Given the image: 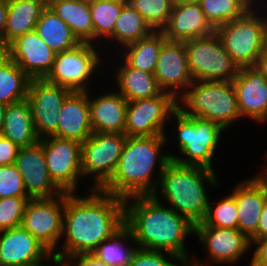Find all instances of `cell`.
Segmentation results:
<instances>
[{
    "instance_id": "d6986e66",
    "label": "cell",
    "mask_w": 267,
    "mask_h": 266,
    "mask_svg": "<svg viewBox=\"0 0 267 266\" xmlns=\"http://www.w3.org/2000/svg\"><path fill=\"white\" fill-rule=\"evenodd\" d=\"M10 58L31 78L44 79L53 68L56 52L33 30L9 44Z\"/></svg>"
},
{
    "instance_id": "ba28073f",
    "label": "cell",
    "mask_w": 267,
    "mask_h": 266,
    "mask_svg": "<svg viewBox=\"0 0 267 266\" xmlns=\"http://www.w3.org/2000/svg\"><path fill=\"white\" fill-rule=\"evenodd\" d=\"M98 47V44L80 43L71 50L56 53L53 68L45 79L70 91H89V83L100 73L98 68L107 62L102 61L108 59L103 57V52L108 50H97Z\"/></svg>"
},
{
    "instance_id": "db71d44e",
    "label": "cell",
    "mask_w": 267,
    "mask_h": 266,
    "mask_svg": "<svg viewBox=\"0 0 267 266\" xmlns=\"http://www.w3.org/2000/svg\"><path fill=\"white\" fill-rule=\"evenodd\" d=\"M42 2L46 7H49L52 3H54L56 0H37Z\"/></svg>"
},
{
    "instance_id": "7dc6e473",
    "label": "cell",
    "mask_w": 267,
    "mask_h": 266,
    "mask_svg": "<svg viewBox=\"0 0 267 266\" xmlns=\"http://www.w3.org/2000/svg\"><path fill=\"white\" fill-rule=\"evenodd\" d=\"M256 67L264 75V78L267 80V48L263 51L261 56L258 58Z\"/></svg>"
},
{
    "instance_id": "e575fe53",
    "label": "cell",
    "mask_w": 267,
    "mask_h": 266,
    "mask_svg": "<svg viewBox=\"0 0 267 266\" xmlns=\"http://www.w3.org/2000/svg\"><path fill=\"white\" fill-rule=\"evenodd\" d=\"M198 2L214 29L243 16L253 7L248 0H198Z\"/></svg>"
},
{
    "instance_id": "f907efd6",
    "label": "cell",
    "mask_w": 267,
    "mask_h": 266,
    "mask_svg": "<svg viewBox=\"0 0 267 266\" xmlns=\"http://www.w3.org/2000/svg\"><path fill=\"white\" fill-rule=\"evenodd\" d=\"M6 107H7L6 104L0 102V134L2 131V127H3V121H4Z\"/></svg>"
},
{
    "instance_id": "8fae6325",
    "label": "cell",
    "mask_w": 267,
    "mask_h": 266,
    "mask_svg": "<svg viewBox=\"0 0 267 266\" xmlns=\"http://www.w3.org/2000/svg\"><path fill=\"white\" fill-rule=\"evenodd\" d=\"M194 235L200 240L206 258L201 262L193 255L187 266L236 265L251 251L250 240L238 229L194 225Z\"/></svg>"
},
{
    "instance_id": "8d00e7d4",
    "label": "cell",
    "mask_w": 267,
    "mask_h": 266,
    "mask_svg": "<svg viewBox=\"0 0 267 266\" xmlns=\"http://www.w3.org/2000/svg\"><path fill=\"white\" fill-rule=\"evenodd\" d=\"M154 31H161L168 23L174 6L173 0H127Z\"/></svg>"
},
{
    "instance_id": "9a60e30c",
    "label": "cell",
    "mask_w": 267,
    "mask_h": 266,
    "mask_svg": "<svg viewBox=\"0 0 267 266\" xmlns=\"http://www.w3.org/2000/svg\"><path fill=\"white\" fill-rule=\"evenodd\" d=\"M71 92L67 88L48 82L45 78L30 80L27 100L40 139L53 136L57 132L60 109Z\"/></svg>"
},
{
    "instance_id": "ee69618b",
    "label": "cell",
    "mask_w": 267,
    "mask_h": 266,
    "mask_svg": "<svg viewBox=\"0 0 267 266\" xmlns=\"http://www.w3.org/2000/svg\"><path fill=\"white\" fill-rule=\"evenodd\" d=\"M267 237V197L262 208L261 218L257 227V232L249 239L255 241L257 239H263Z\"/></svg>"
},
{
    "instance_id": "f1b7e54d",
    "label": "cell",
    "mask_w": 267,
    "mask_h": 266,
    "mask_svg": "<svg viewBox=\"0 0 267 266\" xmlns=\"http://www.w3.org/2000/svg\"><path fill=\"white\" fill-rule=\"evenodd\" d=\"M166 41L162 31H153L147 37L124 46L115 55H120L131 67L154 74L159 53Z\"/></svg>"
},
{
    "instance_id": "f546056e",
    "label": "cell",
    "mask_w": 267,
    "mask_h": 266,
    "mask_svg": "<svg viewBox=\"0 0 267 266\" xmlns=\"http://www.w3.org/2000/svg\"><path fill=\"white\" fill-rule=\"evenodd\" d=\"M153 31L154 30L144 20L142 15L127 3L122 8L120 16L115 22L113 34L106 41H104V44L107 43V45H104L103 48H109L111 49L109 51H112V48L107 46L109 45L112 47L114 45L115 47L113 48L116 49L118 53L120 48L122 49L124 46L130 43L147 37ZM108 42H111V45Z\"/></svg>"
},
{
    "instance_id": "7c38bea8",
    "label": "cell",
    "mask_w": 267,
    "mask_h": 266,
    "mask_svg": "<svg viewBox=\"0 0 267 266\" xmlns=\"http://www.w3.org/2000/svg\"><path fill=\"white\" fill-rule=\"evenodd\" d=\"M178 108V100L170 93L128 102L124 134L127 137L166 135V126ZM169 122V124H168Z\"/></svg>"
},
{
    "instance_id": "d4e9b609",
    "label": "cell",
    "mask_w": 267,
    "mask_h": 266,
    "mask_svg": "<svg viewBox=\"0 0 267 266\" xmlns=\"http://www.w3.org/2000/svg\"><path fill=\"white\" fill-rule=\"evenodd\" d=\"M118 65L115 70L113 78L115 90L121 94L128 102L151 98L161 95L164 91L160 88L156 77L153 73H148L140 69L131 67L120 55L118 58Z\"/></svg>"
},
{
    "instance_id": "9c48e42d",
    "label": "cell",
    "mask_w": 267,
    "mask_h": 266,
    "mask_svg": "<svg viewBox=\"0 0 267 266\" xmlns=\"http://www.w3.org/2000/svg\"><path fill=\"white\" fill-rule=\"evenodd\" d=\"M194 81H232L240 68L225 51L215 32L184 42Z\"/></svg>"
},
{
    "instance_id": "3957f363",
    "label": "cell",
    "mask_w": 267,
    "mask_h": 266,
    "mask_svg": "<svg viewBox=\"0 0 267 266\" xmlns=\"http://www.w3.org/2000/svg\"><path fill=\"white\" fill-rule=\"evenodd\" d=\"M169 137L167 134L127 137L111 179L100 190L123 200L153 195L171 161L169 153L162 152Z\"/></svg>"
},
{
    "instance_id": "9f6ffc18",
    "label": "cell",
    "mask_w": 267,
    "mask_h": 266,
    "mask_svg": "<svg viewBox=\"0 0 267 266\" xmlns=\"http://www.w3.org/2000/svg\"><path fill=\"white\" fill-rule=\"evenodd\" d=\"M82 1H84V2H93V1H95V0H82Z\"/></svg>"
},
{
    "instance_id": "816d5d0a",
    "label": "cell",
    "mask_w": 267,
    "mask_h": 266,
    "mask_svg": "<svg viewBox=\"0 0 267 266\" xmlns=\"http://www.w3.org/2000/svg\"><path fill=\"white\" fill-rule=\"evenodd\" d=\"M253 6H259L258 4L260 3L261 6H267V1L265 0V3H264V0H248ZM261 1V2H260ZM264 3V4H263Z\"/></svg>"
},
{
    "instance_id": "ffe728a7",
    "label": "cell",
    "mask_w": 267,
    "mask_h": 266,
    "mask_svg": "<svg viewBox=\"0 0 267 266\" xmlns=\"http://www.w3.org/2000/svg\"><path fill=\"white\" fill-rule=\"evenodd\" d=\"M51 251L22 226L0 231V266H28Z\"/></svg>"
},
{
    "instance_id": "b9f144b4",
    "label": "cell",
    "mask_w": 267,
    "mask_h": 266,
    "mask_svg": "<svg viewBox=\"0 0 267 266\" xmlns=\"http://www.w3.org/2000/svg\"><path fill=\"white\" fill-rule=\"evenodd\" d=\"M19 148L10 139L0 134V166L14 164Z\"/></svg>"
},
{
    "instance_id": "5b68a950",
    "label": "cell",
    "mask_w": 267,
    "mask_h": 266,
    "mask_svg": "<svg viewBox=\"0 0 267 266\" xmlns=\"http://www.w3.org/2000/svg\"><path fill=\"white\" fill-rule=\"evenodd\" d=\"M175 126L171 145L177 144L178 153H169L171 160L181 165H196L216 170L213 159L225 129L214 121L202 117H190L179 108L171 115ZM177 133V134H176ZM180 152V153H179ZM179 154V155H178Z\"/></svg>"
},
{
    "instance_id": "f5cc1de1",
    "label": "cell",
    "mask_w": 267,
    "mask_h": 266,
    "mask_svg": "<svg viewBox=\"0 0 267 266\" xmlns=\"http://www.w3.org/2000/svg\"><path fill=\"white\" fill-rule=\"evenodd\" d=\"M249 266H267V264L258 263L251 257Z\"/></svg>"
},
{
    "instance_id": "4fadbf2b",
    "label": "cell",
    "mask_w": 267,
    "mask_h": 266,
    "mask_svg": "<svg viewBox=\"0 0 267 266\" xmlns=\"http://www.w3.org/2000/svg\"><path fill=\"white\" fill-rule=\"evenodd\" d=\"M46 165L53 182L66 193H78L82 180V143L49 136L42 138Z\"/></svg>"
},
{
    "instance_id": "ab89813d",
    "label": "cell",
    "mask_w": 267,
    "mask_h": 266,
    "mask_svg": "<svg viewBox=\"0 0 267 266\" xmlns=\"http://www.w3.org/2000/svg\"><path fill=\"white\" fill-rule=\"evenodd\" d=\"M29 197L23 179L14 164L0 166V198Z\"/></svg>"
},
{
    "instance_id": "277c9868",
    "label": "cell",
    "mask_w": 267,
    "mask_h": 266,
    "mask_svg": "<svg viewBox=\"0 0 267 266\" xmlns=\"http://www.w3.org/2000/svg\"><path fill=\"white\" fill-rule=\"evenodd\" d=\"M217 177L215 170L171 160L161 174L153 196L196 225L205 218L211 202L208 187H218L220 180Z\"/></svg>"
},
{
    "instance_id": "4316f807",
    "label": "cell",
    "mask_w": 267,
    "mask_h": 266,
    "mask_svg": "<svg viewBox=\"0 0 267 266\" xmlns=\"http://www.w3.org/2000/svg\"><path fill=\"white\" fill-rule=\"evenodd\" d=\"M7 4L4 41L10 44L17 37L35 30L46 6L37 0H7Z\"/></svg>"
},
{
    "instance_id": "8992f818",
    "label": "cell",
    "mask_w": 267,
    "mask_h": 266,
    "mask_svg": "<svg viewBox=\"0 0 267 266\" xmlns=\"http://www.w3.org/2000/svg\"><path fill=\"white\" fill-rule=\"evenodd\" d=\"M178 108L190 117L210 119L225 130L241 119L232 81H194L178 99Z\"/></svg>"
},
{
    "instance_id": "30bf717a",
    "label": "cell",
    "mask_w": 267,
    "mask_h": 266,
    "mask_svg": "<svg viewBox=\"0 0 267 266\" xmlns=\"http://www.w3.org/2000/svg\"><path fill=\"white\" fill-rule=\"evenodd\" d=\"M126 139L121 133H92L82 143V176L92 178L91 189L100 190L111 179Z\"/></svg>"
},
{
    "instance_id": "d590c367",
    "label": "cell",
    "mask_w": 267,
    "mask_h": 266,
    "mask_svg": "<svg viewBox=\"0 0 267 266\" xmlns=\"http://www.w3.org/2000/svg\"><path fill=\"white\" fill-rule=\"evenodd\" d=\"M212 203L215 205L213 206ZM196 225L238 229V209L235 197L230 193L222 197L217 203L215 201L209 202L204 220Z\"/></svg>"
},
{
    "instance_id": "11a10c76",
    "label": "cell",
    "mask_w": 267,
    "mask_h": 266,
    "mask_svg": "<svg viewBox=\"0 0 267 266\" xmlns=\"http://www.w3.org/2000/svg\"><path fill=\"white\" fill-rule=\"evenodd\" d=\"M174 3H177V2H183V1H198V0H173Z\"/></svg>"
},
{
    "instance_id": "44dd1931",
    "label": "cell",
    "mask_w": 267,
    "mask_h": 266,
    "mask_svg": "<svg viewBox=\"0 0 267 266\" xmlns=\"http://www.w3.org/2000/svg\"><path fill=\"white\" fill-rule=\"evenodd\" d=\"M168 41L185 42L205 37L215 29L209 24L198 1L174 3L167 25L161 30Z\"/></svg>"
},
{
    "instance_id": "f6af8a7d",
    "label": "cell",
    "mask_w": 267,
    "mask_h": 266,
    "mask_svg": "<svg viewBox=\"0 0 267 266\" xmlns=\"http://www.w3.org/2000/svg\"><path fill=\"white\" fill-rule=\"evenodd\" d=\"M8 11L7 0H0V39L4 40V30Z\"/></svg>"
},
{
    "instance_id": "52a82bcc",
    "label": "cell",
    "mask_w": 267,
    "mask_h": 266,
    "mask_svg": "<svg viewBox=\"0 0 267 266\" xmlns=\"http://www.w3.org/2000/svg\"><path fill=\"white\" fill-rule=\"evenodd\" d=\"M263 7L253 6L243 16L215 29L223 48L239 68L256 66L266 48L267 9Z\"/></svg>"
},
{
    "instance_id": "6f0895ef",
    "label": "cell",
    "mask_w": 267,
    "mask_h": 266,
    "mask_svg": "<svg viewBox=\"0 0 267 266\" xmlns=\"http://www.w3.org/2000/svg\"><path fill=\"white\" fill-rule=\"evenodd\" d=\"M267 8V6H266ZM266 48H267V29H266Z\"/></svg>"
},
{
    "instance_id": "83f0119b",
    "label": "cell",
    "mask_w": 267,
    "mask_h": 266,
    "mask_svg": "<svg viewBox=\"0 0 267 266\" xmlns=\"http://www.w3.org/2000/svg\"><path fill=\"white\" fill-rule=\"evenodd\" d=\"M49 7L70 27L80 43L93 44V22L89 2L56 0Z\"/></svg>"
},
{
    "instance_id": "681fc988",
    "label": "cell",
    "mask_w": 267,
    "mask_h": 266,
    "mask_svg": "<svg viewBox=\"0 0 267 266\" xmlns=\"http://www.w3.org/2000/svg\"><path fill=\"white\" fill-rule=\"evenodd\" d=\"M267 155V154H266ZM267 161V156L265 157ZM263 171L260 170L261 173L255 175V177L265 186L267 190V162H265Z\"/></svg>"
},
{
    "instance_id": "4dcf8cb0",
    "label": "cell",
    "mask_w": 267,
    "mask_h": 266,
    "mask_svg": "<svg viewBox=\"0 0 267 266\" xmlns=\"http://www.w3.org/2000/svg\"><path fill=\"white\" fill-rule=\"evenodd\" d=\"M35 31L56 53L71 50L80 44L70 27L50 7L42 12Z\"/></svg>"
},
{
    "instance_id": "ac0fdd59",
    "label": "cell",
    "mask_w": 267,
    "mask_h": 266,
    "mask_svg": "<svg viewBox=\"0 0 267 266\" xmlns=\"http://www.w3.org/2000/svg\"><path fill=\"white\" fill-rule=\"evenodd\" d=\"M241 118L267 122V80L256 66L241 67L232 80Z\"/></svg>"
},
{
    "instance_id": "f35d334b",
    "label": "cell",
    "mask_w": 267,
    "mask_h": 266,
    "mask_svg": "<svg viewBox=\"0 0 267 266\" xmlns=\"http://www.w3.org/2000/svg\"><path fill=\"white\" fill-rule=\"evenodd\" d=\"M128 266H187V264L169 252L138 248Z\"/></svg>"
},
{
    "instance_id": "7bdbcfd3",
    "label": "cell",
    "mask_w": 267,
    "mask_h": 266,
    "mask_svg": "<svg viewBox=\"0 0 267 266\" xmlns=\"http://www.w3.org/2000/svg\"><path fill=\"white\" fill-rule=\"evenodd\" d=\"M250 243L251 251L255 248L254 252L251 253L252 258L258 263L267 264V237L250 241Z\"/></svg>"
},
{
    "instance_id": "5bb4252c",
    "label": "cell",
    "mask_w": 267,
    "mask_h": 266,
    "mask_svg": "<svg viewBox=\"0 0 267 266\" xmlns=\"http://www.w3.org/2000/svg\"><path fill=\"white\" fill-rule=\"evenodd\" d=\"M64 207L65 192L53 198L30 199L21 226L54 252L61 242Z\"/></svg>"
},
{
    "instance_id": "e0dca14e",
    "label": "cell",
    "mask_w": 267,
    "mask_h": 266,
    "mask_svg": "<svg viewBox=\"0 0 267 266\" xmlns=\"http://www.w3.org/2000/svg\"><path fill=\"white\" fill-rule=\"evenodd\" d=\"M154 75L160 88L177 100L194 82L191 75L184 42L166 41L156 62Z\"/></svg>"
},
{
    "instance_id": "bcb514c9",
    "label": "cell",
    "mask_w": 267,
    "mask_h": 266,
    "mask_svg": "<svg viewBox=\"0 0 267 266\" xmlns=\"http://www.w3.org/2000/svg\"><path fill=\"white\" fill-rule=\"evenodd\" d=\"M50 261H52V264L50 263ZM50 265H49V263ZM47 263V264H46ZM55 265H54V264ZM62 264V260L61 258H59L54 252H51L46 258H44L43 260L28 265V266H60Z\"/></svg>"
},
{
    "instance_id": "6da1fadb",
    "label": "cell",
    "mask_w": 267,
    "mask_h": 266,
    "mask_svg": "<svg viewBox=\"0 0 267 266\" xmlns=\"http://www.w3.org/2000/svg\"><path fill=\"white\" fill-rule=\"evenodd\" d=\"M88 190L80 196L65 192L62 242L54 251L59 258L92 253L126 226L125 200L102 190Z\"/></svg>"
},
{
    "instance_id": "c3c4849f",
    "label": "cell",
    "mask_w": 267,
    "mask_h": 266,
    "mask_svg": "<svg viewBox=\"0 0 267 266\" xmlns=\"http://www.w3.org/2000/svg\"><path fill=\"white\" fill-rule=\"evenodd\" d=\"M10 58L9 44L0 39V65Z\"/></svg>"
},
{
    "instance_id": "484cf974",
    "label": "cell",
    "mask_w": 267,
    "mask_h": 266,
    "mask_svg": "<svg viewBox=\"0 0 267 266\" xmlns=\"http://www.w3.org/2000/svg\"><path fill=\"white\" fill-rule=\"evenodd\" d=\"M1 135L20 148L32 146L40 141L27 98L7 105Z\"/></svg>"
},
{
    "instance_id": "836d02e7",
    "label": "cell",
    "mask_w": 267,
    "mask_h": 266,
    "mask_svg": "<svg viewBox=\"0 0 267 266\" xmlns=\"http://www.w3.org/2000/svg\"><path fill=\"white\" fill-rule=\"evenodd\" d=\"M31 78L9 58L0 65V102L6 105L27 98Z\"/></svg>"
},
{
    "instance_id": "603a6c76",
    "label": "cell",
    "mask_w": 267,
    "mask_h": 266,
    "mask_svg": "<svg viewBox=\"0 0 267 266\" xmlns=\"http://www.w3.org/2000/svg\"><path fill=\"white\" fill-rule=\"evenodd\" d=\"M231 191L238 209V230L250 239L257 232L267 190L253 175L238 182Z\"/></svg>"
},
{
    "instance_id": "7402d4cb",
    "label": "cell",
    "mask_w": 267,
    "mask_h": 266,
    "mask_svg": "<svg viewBox=\"0 0 267 266\" xmlns=\"http://www.w3.org/2000/svg\"><path fill=\"white\" fill-rule=\"evenodd\" d=\"M101 94V95H100ZM90 96L88 91L90 123L93 133L124 134L128 101L116 90Z\"/></svg>"
},
{
    "instance_id": "74e56055",
    "label": "cell",
    "mask_w": 267,
    "mask_h": 266,
    "mask_svg": "<svg viewBox=\"0 0 267 266\" xmlns=\"http://www.w3.org/2000/svg\"><path fill=\"white\" fill-rule=\"evenodd\" d=\"M30 197L0 198V231L21 226Z\"/></svg>"
},
{
    "instance_id": "2e32d148",
    "label": "cell",
    "mask_w": 267,
    "mask_h": 266,
    "mask_svg": "<svg viewBox=\"0 0 267 266\" xmlns=\"http://www.w3.org/2000/svg\"><path fill=\"white\" fill-rule=\"evenodd\" d=\"M14 165L22 175L31 199L53 198L64 193L51 179L42 147V139L32 146L19 148Z\"/></svg>"
},
{
    "instance_id": "d6a6232c",
    "label": "cell",
    "mask_w": 267,
    "mask_h": 266,
    "mask_svg": "<svg viewBox=\"0 0 267 266\" xmlns=\"http://www.w3.org/2000/svg\"><path fill=\"white\" fill-rule=\"evenodd\" d=\"M126 4L127 0H95L89 3L93 44H99L101 40L104 42L113 34L115 22Z\"/></svg>"
},
{
    "instance_id": "cb8c5ba5",
    "label": "cell",
    "mask_w": 267,
    "mask_h": 266,
    "mask_svg": "<svg viewBox=\"0 0 267 266\" xmlns=\"http://www.w3.org/2000/svg\"><path fill=\"white\" fill-rule=\"evenodd\" d=\"M92 133L88 91H72L62 104L58 130L53 136L83 143Z\"/></svg>"
},
{
    "instance_id": "1f68e13d",
    "label": "cell",
    "mask_w": 267,
    "mask_h": 266,
    "mask_svg": "<svg viewBox=\"0 0 267 266\" xmlns=\"http://www.w3.org/2000/svg\"><path fill=\"white\" fill-rule=\"evenodd\" d=\"M137 249L132 232L125 226L114 237L103 240L92 254L109 266H128Z\"/></svg>"
},
{
    "instance_id": "7a4b0ae2",
    "label": "cell",
    "mask_w": 267,
    "mask_h": 266,
    "mask_svg": "<svg viewBox=\"0 0 267 266\" xmlns=\"http://www.w3.org/2000/svg\"><path fill=\"white\" fill-rule=\"evenodd\" d=\"M125 210L126 226L138 248L169 252L189 263L193 254L187 251L186 239L194 236V225L186 217L153 195L126 199Z\"/></svg>"
},
{
    "instance_id": "60d3db41",
    "label": "cell",
    "mask_w": 267,
    "mask_h": 266,
    "mask_svg": "<svg viewBox=\"0 0 267 266\" xmlns=\"http://www.w3.org/2000/svg\"><path fill=\"white\" fill-rule=\"evenodd\" d=\"M65 266H109L92 253H78L61 257Z\"/></svg>"
}]
</instances>
